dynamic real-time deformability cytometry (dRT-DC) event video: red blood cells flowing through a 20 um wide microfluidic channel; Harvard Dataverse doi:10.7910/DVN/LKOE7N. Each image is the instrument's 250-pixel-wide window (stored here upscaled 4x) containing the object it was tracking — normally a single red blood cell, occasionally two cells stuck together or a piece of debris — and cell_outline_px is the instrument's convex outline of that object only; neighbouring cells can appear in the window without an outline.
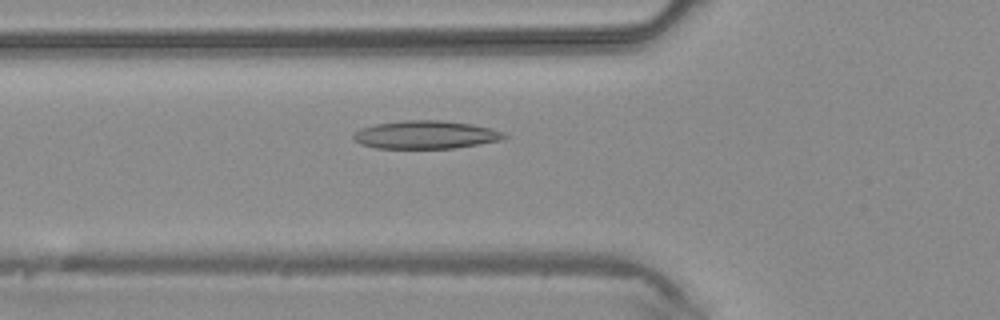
{"species": "common noctule bat (a hibernating species)", "species_latin": "Nyctalus noctula", "temperature_condition": "warm", "stored_images_in_passage": 42, "camera_frame_rate_fps": 3000, "um_per_image_px": 0.085, "animal": {"sex": "male", "body_mass_g": 20.4}, "frame": {"image": 1, "passage_image": 14, "time_ms": 4.333, "image_size_px": [1000, 320], "cell_outline_px": [[508, 136], [500, 140], [456, 148], [376, 148], [360, 144], [352, 136], [360, 128], [376, 124], [404, 120], [440, 120], [472, 124], [504, 132]], "centroid_in_image_um": [36.18, 11.45], "position_along_channel_um": 89.6, "area_um2": 24.51}}
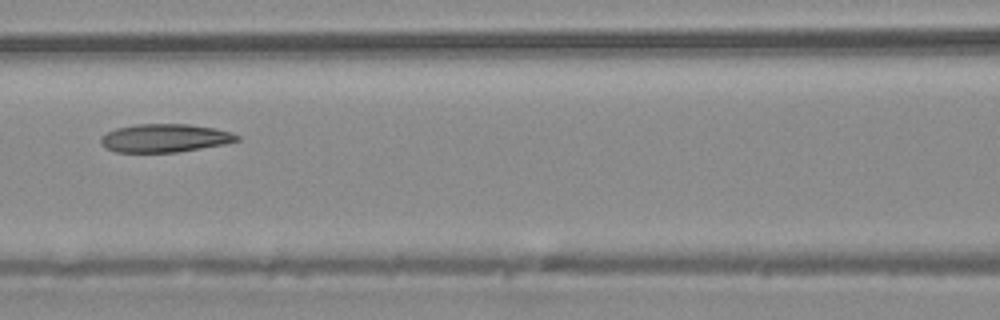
{"frame": {"image": 2, "passage_image": 18, "time_ms": 5.667, "image_size_px": [1000, 320], "cell_outline_px": [[240, 140], [228, 144], [176, 152], [116, 152], [104, 148], [100, 144], [100, 136], [116, 128], [136, 124], [188, 124], [216, 128], [240, 136]], "centroid_in_image_um": [14.0, 11.74], "position_along_channel_um": 152.6, "area_um2": 22.6}}
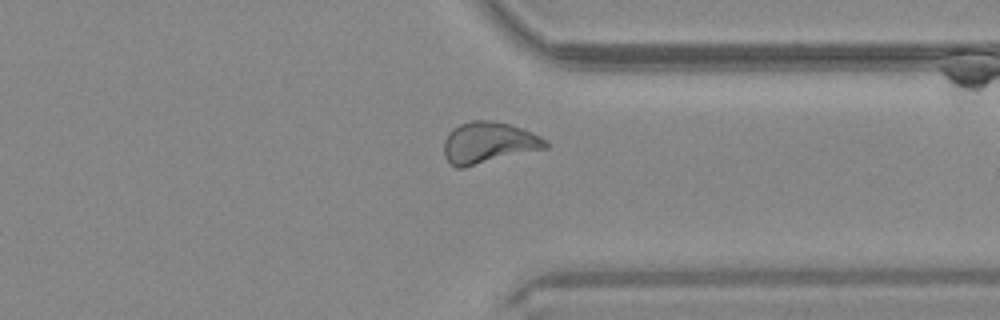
{"frame": {"image": 3, "passage_image": 32, "time_ms": 10.333, "image_size_px": [1000, 320], "cell_outline_px": [[548, 148], [464, 168], [456, 168], [444, 156], [444, 140], [448, 132], [452, 128], [460, 124], [472, 120], [492, 120], [508, 124], [520, 128], [540, 136], [548, 144]], "centroid_in_image_um": [41.49, 12.14], "position_along_channel_um": 369.9, "area_um2": 24.57}}